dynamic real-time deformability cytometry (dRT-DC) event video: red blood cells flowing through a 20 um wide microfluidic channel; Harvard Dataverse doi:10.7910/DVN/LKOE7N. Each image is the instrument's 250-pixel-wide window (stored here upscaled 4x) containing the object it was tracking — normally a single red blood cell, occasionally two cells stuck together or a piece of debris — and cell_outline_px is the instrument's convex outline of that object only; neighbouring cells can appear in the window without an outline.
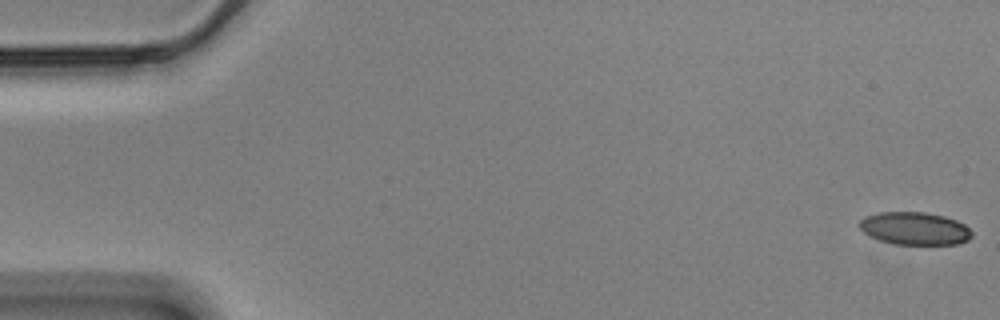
{"species": "Egyptian fruit bat (a non-hibernating species)", "species_latin": "Rousettus aegyptiacus", "temperature_condition": "cold", "stored_images_in_passage": 53, "camera_frame_rate_fps": 3000, "um_per_image_px": 0.085, "animal": {"sex": "male"}, "frame": {"image": 1, "passage_image": 1, "time_ms": 0.0, "image_size_px": [1000, 320], "cell_outline_px": [[972, 236], [968, 240], [956, 244], [892, 244], [880, 240], [864, 232], [860, 228], [860, 220], [864, 216], [880, 212], [924, 212], [944, 216], [956, 220], [964, 224], [972, 232]], "centroid_in_image_um": [77.75, 19.41], "position_along_channel_um": 7.2, "area_um2": 21.33}}
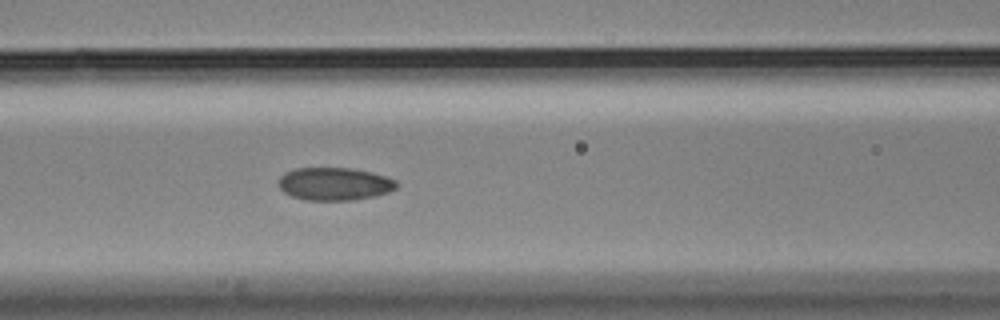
{"frame": {"image": 2, "passage_image": 24, "time_ms": 7.667, "image_size_px": [1000, 320], "cell_outline_px": [[396, 188], [388, 192], [372, 196], [352, 200], [304, 200], [292, 196], [284, 192], [276, 184], [280, 176], [284, 172], [296, 168], [352, 168], [372, 172], [396, 180]], "centroid_in_image_um": [28.38, 15.62], "position_along_channel_um": 138.2, "area_um2": 22.6}}
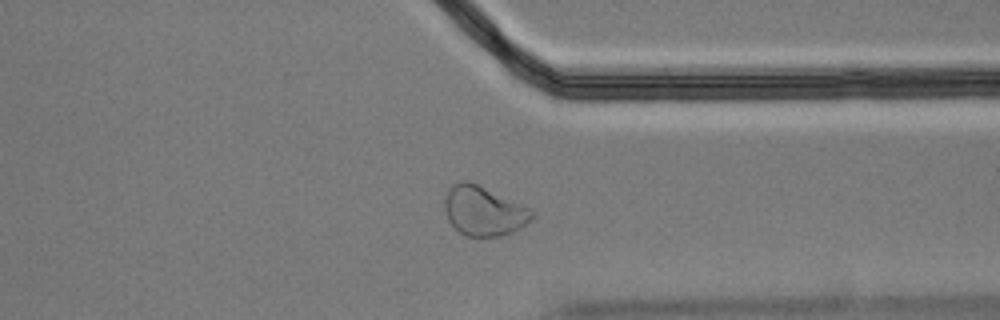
{"frame": {"image": 3, "passage_image": 44, "time_ms": 14.333, "image_size_px": [1000, 320], "cell_outline_px": [[536, 216], [532, 220], [520, 228], [512, 232], [500, 236], [464, 236], [448, 220], [444, 208], [444, 200], [448, 188], [452, 184], [460, 180], [468, 180], [532, 208], [536, 212]], "centroid_in_image_um": [41.14, 17.91], "position_along_channel_um": 370.3, "area_um2": 25.55}, "authors_computed_cell_mechanics": {"area_um2": 22.7732, "velocity_mm_per_s": 3.502, "shape_relaxation_time_tau1_ms": 7.954, "shape_relaxation_time_tau2_ms": 2.4895, "deformation_change_tau1": 0.1353, "deformation_change_tau2": 0.0568}}